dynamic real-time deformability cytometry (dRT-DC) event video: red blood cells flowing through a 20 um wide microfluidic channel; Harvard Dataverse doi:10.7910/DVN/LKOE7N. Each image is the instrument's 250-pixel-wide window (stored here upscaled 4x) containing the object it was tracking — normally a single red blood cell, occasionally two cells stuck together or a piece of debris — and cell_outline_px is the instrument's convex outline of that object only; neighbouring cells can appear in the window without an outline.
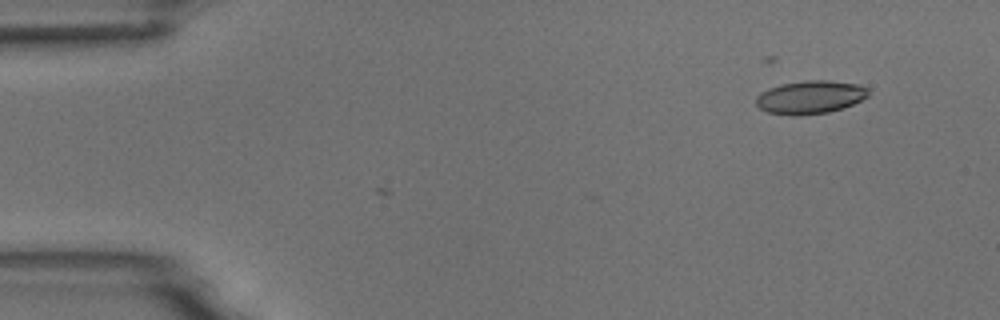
{"species": "common noctule bat (a hibernating species)", "species_latin": "Nyctalus noctula", "temperature_condition": "room temperature", "stored_images_in_passage": 3, "camera_frame_rate_fps": 3000, "um_per_image_px": 0.085, "animal": {"sex": "male", "body_mass_g": 18.8}, "frame": {"image": 1, "passage_image": 3, "time_ms": 2.333, "image_size_px": [1000, 320], "cell_outline_px": [[868, 96], [852, 104], [828, 112], [796, 116], [792, 116], [768, 112], [760, 108], [756, 104], [756, 96], [760, 92], [768, 88], [780, 84], [804, 80], [828, 80], [860, 84], [868, 88]], "centroid_in_image_um": [68.84, 8.25], "position_along_channel_um": 16.2, "area_um2": 21.79}}